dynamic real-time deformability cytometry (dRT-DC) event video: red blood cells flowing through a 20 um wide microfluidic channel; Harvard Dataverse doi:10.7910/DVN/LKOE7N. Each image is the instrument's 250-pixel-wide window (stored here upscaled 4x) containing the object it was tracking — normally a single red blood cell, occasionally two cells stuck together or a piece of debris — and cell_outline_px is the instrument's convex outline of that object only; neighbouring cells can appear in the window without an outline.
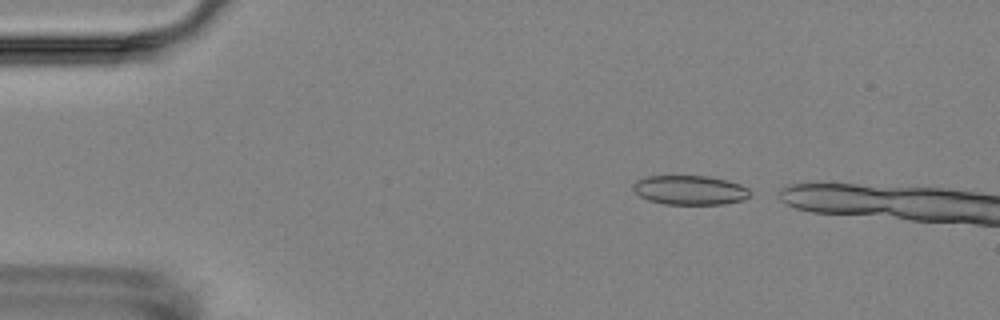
{"species": "Egyptian fruit bat (a non-hibernating species)", "species_latin": "Rousettus aegyptiacus", "temperature_condition": "room temperature", "stored_images_in_passage": 3, "camera_frame_rate_fps": 3000, "um_per_image_px": 0.085, "animal": {"sex": "female"}, "frame": {"image": 1, "passage_image": 1, "time_ms": 0.0, "image_size_px": [1000, 320], "cell_outline_px": [[752, 192], [744, 200], [724, 204], [664, 204], [648, 200], [640, 196], [632, 188], [632, 184], [636, 180], [644, 176], [708, 176], [740, 184], [748, 188]], "centroid_in_image_um": [58.62, 16.16], "position_along_channel_um": 26.4, "area_um2": 20.06}}